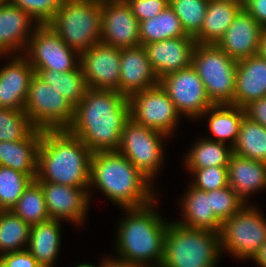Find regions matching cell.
<instances>
[{
  "instance_id": "obj_1",
  "label": "cell",
  "mask_w": 266,
  "mask_h": 267,
  "mask_svg": "<svg viewBox=\"0 0 266 267\" xmlns=\"http://www.w3.org/2000/svg\"><path fill=\"white\" fill-rule=\"evenodd\" d=\"M130 118L129 101L117 90L88 88L75 107L67 129L92 153L117 151L126 121Z\"/></svg>"
},
{
  "instance_id": "obj_2",
  "label": "cell",
  "mask_w": 266,
  "mask_h": 267,
  "mask_svg": "<svg viewBox=\"0 0 266 267\" xmlns=\"http://www.w3.org/2000/svg\"><path fill=\"white\" fill-rule=\"evenodd\" d=\"M92 154L68 130H43L36 180L89 189Z\"/></svg>"
},
{
  "instance_id": "obj_3",
  "label": "cell",
  "mask_w": 266,
  "mask_h": 267,
  "mask_svg": "<svg viewBox=\"0 0 266 267\" xmlns=\"http://www.w3.org/2000/svg\"><path fill=\"white\" fill-rule=\"evenodd\" d=\"M118 151L96 152L91 157L90 186L98 187L123 209L141 208L156 201L151 181Z\"/></svg>"
},
{
  "instance_id": "obj_4",
  "label": "cell",
  "mask_w": 266,
  "mask_h": 267,
  "mask_svg": "<svg viewBox=\"0 0 266 267\" xmlns=\"http://www.w3.org/2000/svg\"><path fill=\"white\" fill-rule=\"evenodd\" d=\"M154 204L155 201L141 208H125L128 215L119 222L116 236L117 259L143 267H161L169 221L155 212Z\"/></svg>"
},
{
  "instance_id": "obj_5",
  "label": "cell",
  "mask_w": 266,
  "mask_h": 267,
  "mask_svg": "<svg viewBox=\"0 0 266 267\" xmlns=\"http://www.w3.org/2000/svg\"><path fill=\"white\" fill-rule=\"evenodd\" d=\"M220 251L219 232L169 222L161 267H215Z\"/></svg>"
},
{
  "instance_id": "obj_6",
  "label": "cell",
  "mask_w": 266,
  "mask_h": 267,
  "mask_svg": "<svg viewBox=\"0 0 266 267\" xmlns=\"http://www.w3.org/2000/svg\"><path fill=\"white\" fill-rule=\"evenodd\" d=\"M48 25L68 47L84 52L101 42V0H63Z\"/></svg>"
},
{
  "instance_id": "obj_7",
  "label": "cell",
  "mask_w": 266,
  "mask_h": 267,
  "mask_svg": "<svg viewBox=\"0 0 266 267\" xmlns=\"http://www.w3.org/2000/svg\"><path fill=\"white\" fill-rule=\"evenodd\" d=\"M191 65L213 105H234L237 60L216 44H196Z\"/></svg>"
},
{
  "instance_id": "obj_8",
  "label": "cell",
  "mask_w": 266,
  "mask_h": 267,
  "mask_svg": "<svg viewBox=\"0 0 266 267\" xmlns=\"http://www.w3.org/2000/svg\"><path fill=\"white\" fill-rule=\"evenodd\" d=\"M24 111L36 129L67 130L73 122L75 107L35 73Z\"/></svg>"
},
{
  "instance_id": "obj_9",
  "label": "cell",
  "mask_w": 266,
  "mask_h": 267,
  "mask_svg": "<svg viewBox=\"0 0 266 267\" xmlns=\"http://www.w3.org/2000/svg\"><path fill=\"white\" fill-rule=\"evenodd\" d=\"M247 204L222 222L219 231L221 250L239 259H251L266 242V218Z\"/></svg>"
},
{
  "instance_id": "obj_10",
  "label": "cell",
  "mask_w": 266,
  "mask_h": 267,
  "mask_svg": "<svg viewBox=\"0 0 266 267\" xmlns=\"http://www.w3.org/2000/svg\"><path fill=\"white\" fill-rule=\"evenodd\" d=\"M165 137L167 135L164 133L129 118L124 125L117 151L151 181L164 161L162 141Z\"/></svg>"
},
{
  "instance_id": "obj_11",
  "label": "cell",
  "mask_w": 266,
  "mask_h": 267,
  "mask_svg": "<svg viewBox=\"0 0 266 267\" xmlns=\"http://www.w3.org/2000/svg\"><path fill=\"white\" fill-rule=\"evenodd\" d=\"M25 51L34 70L69 72L80 66V53L68 47L48 24L37 25Z\"/></svg>"
},
{
  "instance_id": "obj_12",
  "label": "cell",
  "mask_w": 266,
  "mask_h": 267,
  "mask_svg": "<svg viewBox=\"0 0 266 267\" xmlns=\"http://www.w3.org/2000/svg\"><path fill=\"white\" fill-rule=\"evenodd\" d=\"M130 118L169 136L181 115L160 84L134 93L128 98Z\"/></svg>"
},
{
  "instance_id": "obj_13",
  "label": "cell",
  "mask_w": 266,
  "mask_h": 267,
  "mask_svg": "<svg viewBox=\"0 0 266 267\" xmlns=\"http://www.w3.org/2000/svg\"><path fill=\"white\" fill-rule=\"evenodd\" d=\"M159 84L182 116L184 114L194 119L199 116L201 118L213 105L207 96L204 83L192 65L164 75L159 79Z\"/></svg>"
},
{
  "instance_id": "obj_14",
  "label": "cell",
  "mask_w": 266,
  "mask_h": 267,
  "mask_svg": "<svg viewBox=\"0 0 266 267\" xmlns=\"http://www.w3.org/2000/svg\"><path fill=\"white\" fill-rule=\"evenodd\" d=\"M79 60L88 88L119 92L120 48L100 42L81 52Z\"/></svg>"
},
{
  "instance_id": "obj_15",
  "label": "cell",
  "mask_w": 266,
  "mask_h": 267,
  "mask_svg": "<svg viewBox=\"0 0 266 267\" xmlns=\"http://www.w3.org/2000/svg\"><path fill=\"white\" fill-rule=\"evenodd\" d=\"M101 42L117 48L141 45L139 21L126 0H101Z\"/></svg>"
},
{
  "instance_id": "obj_16",
  "label": "cell",
  "mask_w": 266,
  "mask_h": 267,
  "mask_svg": "<svg viewBox=\"0 0 266 267\" xmlns=\"http://www.w3.org/2000/svg\"><path fill=\"white\" fill-rule=\"evenodd\" d=\"M44 193L50 219L81 224L87 215L89 191L58 183L38 181Z\"/></svg>"
},
{
  "instance_id": "obj_17",
  "label": "cell",
  "mask_w": 266,
  "mask_h": 267,
  "mask_svg": "<svg viewBox=\"0 0 266 267\" xmlns=\"http://www.w3.org/2000/svg\"><path fill=\"white\" fill-rule=\"evenodd\" d=\"M196 44L194 37L181 36L148 43L144 48L154 73L160 79L168 73L191 66Z\"/></svg>"
},
{
  "instance_id": "obj_18",
  "label": "cell",
  "mask_w": 266,
  "mask_h": 267,
  "mask_svg": "<svg viewBox=\"0 0 266 267\" xmlns=\"http://www.w3.org/2000/svg\"><path fill=\"white\" fill-rule=\"evenodd\" d=\"M263 29L242 9L216 45L237 61L258 55Z\"/></svg>"
},
{
  "instance_id": "obj_19",
  "label": "cell",
  "mask_w": 266,
  "mask_h": 267,
  "mask_svg": "<svg viewBox=\"0 0 266 267\" xmlns=\"http://www.w3.org/2000/svg\"><path fill=\"white\" fill-rule=\"evenodd\" d=\"M37 25L29 13L8 0H0V56L17 53L18 50L24 54Z\"/></svg>"
},
{
  "instance_id": "obj_20",
  "label": "cell",
  "mask_w": 266,
  "mask_h": 267,
  "mask_svg": "<svg viewBox=\"0 0 266 267\" xmlns=\"http://www.w3.org/2000/svg\"><path fill=\"white\" fill-rule=\"evenodd\" d=\"M159 84L143 45L121 48L119 93L127 98Z\"/></svg>"
},
{
  "instance_id": "obj_21",
  "label": "cell",
  "mask_w": 266,
  "mask_h": 267,
  "mask_svg": "<svg viewBox=\"0 0 266 267\" xmlns=\"http://www.w3.org/2000/svg\"><path fill=\"white\" fill-rule=\"evenodd\" d=\"M19 55L0 69V108L25 109L29 84L35 71L24 55Z\"/></svg>"
},
{
  "instance_id": "obj_22",
  "label": "cell",
  "mask_w": 266,
  "mask_h": 267,
  "mask_svg": "<svg viewBox=\"0 0 266 267\" xmlns=\"http://www.w3.org/2000/svg\"><path fill=\"white\" fill-rule=\"evenodd\" d=\"M266 96V59L260 54L237 61L234 105L244 108Z\"/></svg>"
},
{
  "instance_id": "obj_23",
  "label": "cell",
  "mask_w": 266,
  "mask_h": 267,
  "mask_svg": "<svg viewBox=\"0 0 266 267\" xmlns=\"http://www.w3.org/2000/svg\"><path fill=\"white\" fill-rule=\"evenodd\" d=\"M41 137L42 130L35 129L26 139L0 141V166L19 171L35 180Z\"/></svg>"
},
{
  "instance_id": "obj_24",
  "label": "cell",
  "mask_w": 266,
  "mask_h": 267,
  "mask_svg": "<svg viewBox=\"0 0 266 267\" xmlns=\"http://www.w3.org/2000/svg\"><path fill=\"white\" fill-rule=\"evenodd\" d=\"M228 183L244 202L266 187V163L232 154L228 164ZM247 196V198H246Z\"/></svg>"
},
{
  "instance_id": "obj_25",
  "label": "cell",
  "mask_w": 266,
  "mask_h": 267,
  "mask_svg": "<svg viewBox=\"0 0 266 267\" xmlns=\"http://www.w3.org/2000/svg\"><path fill=\"white\" fill-rule=\"evenodd\" d=\"M182 200L184 221H176L178 224L188 228L220 231L222 222L211 210L210 192L189 185Z\"/></svg>"
},
{
  "instance_id": "obj_26",
  "label": "cell",
  "mask_w": 266,
  "mask_h": 267,
  "mask_svg": "<svg viewBox=\"0 0 266 267\" xmlns=\"http://www.w3.org/2000/svg\"><path fill=\"white\" fill-rule=\"evenodd\" d=\"M60 220L32 225L27 250L41 267H53L61 247Z\"/></svg>"
},
{
  "instance_id": "obj_27",
  "label": "cell",
  "mask_w": 266,
  "mask_h": 267,
  "mask_svg": "<svg viewBox=\"0 0 266 267\" xmlns=\"http://www.w3.org/2000/svg\"><path fill=\"white\" fill-rule=\"evenodd\" d=\"M244 6L231 2L209 0L197 44H216Z\"/></svg>"
},
{
  "instance_id": "obj_28",
  "label": "cell",
  "mask_w": 266,
  "mask_h": 267,
  "mask_svg": "<svg viewBox=\"0 0 266 267\" xmlns=\"http://www.w3.org/2000/svg\"><path fill=\"white\" fill-rule=\"evenodd\" d=\"M205 114H210L208 127L211 134L215 135V141L226 144L230 139V146L233 147L245 116L244 108L233 104L212 105L203 113L204 116Z\"/></svg>"
},
{
  "instance_id": "obj_29",
  "label": "cell",
  "mask_w": 266,
  "mask_h": 267,
  "mask_svg": "<svg viewBox=\"0 0 266 267\" xmlns=\"http://www.w3.org/2000/svg\"><path fill=\"white\" fill-rule=\"evenodd\" d=\"M233 148L224 143L215 141V138H206L196 141L184 160L188 169H203L213 166H228Z\"/></svg>"
},
{
  "instance_id": "obj_30",
  "label": "cell",
  "mask_w": 266,
  "mask_h": 267,
  "mask_svg": "<svg viewBox=\"0 0 266 267\" xmlns=\"http://www.w3.org/2000/svg\"><path fill=\"white\" fill-rule=\"evenodd\" d=\"M141 45L181 36L185 33L174 10L168 5L154 18L139 22Z\"/></svg>"
},
{
  "instance_id": "obj_31",
  "label": "cell",
  "mask_w": 266,
  "mask_h": 267,
  "mask_svg": "<svg viewBox=\"0 0 266 267\" xmlns=\"http://www.w3.org/2000/svg\"><path fill=\"white\" fill-rule=\"evenodd\" d=\"M50 87L56 89L64 98L76 107L85 95L88 86L81 66L69 72L54 70H34Z\"/></svg>"
},
{
  "instance_id": "obj_32",
  "label": "cell",
  "mask_w": 266,
  "mask_h": 267,
  "mask_svg": "<svg viewBox=\"0 0 266 267\" xmlns=\"http://www.w3.org/2000/svg\"><path fill=\"white\" fill-rule=\"evenodd\" d=\"M233 153L266 163V128L244 116Z\"/></svg>"
},
{
  "instance_id": "obj_33",
  "label": "cell",
  "mask_w": 266,
  "mask_h": 267,
  "mask_svg": "<svg viewBox=\"0 0 266 267\" xmlns=\"http://www.w3.org/2000/svg\"><path fill=\"white\" fill-rule=\"evenodd\" d=\"M11 211L30 226L50 220L43 190L36 179L26 187Z\"/></svg>"
},
{
  "instance_id": "obj_34",
  "label": "cell",
  "mask_w": 266,
  "mask_h": 267,
  "mask_svg": "<svg viewBox=\"0 0 266 267\" xmlns=\"http://www.w3.org/2000/svg\"><path fill=\"white\" fill-rule=\"evenodd\" d=\"M30 229L31 226L11 210H3L0 213V255L27 249Z\"/></svg>"
},
{
  "instance_id": "obj_35",
  "label": "cell",
  "mask_w": 266,
  "mask_h": 267,
  "mask_svg": "<svg viewBox=\"0 0 266 267\" xmlns=\"http://www.w3.org/2000/svg\"><path fill=\"white\" fill-rule=\"evenodd\" d=\"M209 0H169L185 33L195 37L201 30Z\"/></svg>"
},
{
  "instance_id": "obj_36",
  "label": "cell",
  "mask_w": 266,
  "mask_h": 267,
  "mask_svg": "<svg viewBox=\"0 0 266 267\" xmlns=\"http://www.w3.org/2000/svg\"><path fill=\"white\" fill-rule=\"evenodd\" d=\"M35 129L24 110L0 108V141L26 139Z\"/></svg>"
},
{
  "instance_id": "obj_37",
  "label": "cell",
  "mask_w": 266,
  "mask_h": 267,
  "mask_svg": "<svg viewBox=\"0 0 266 267\" xmlns=\"http://www.w3.org/2000/svg\"><path fill=\"white\" fill-rule=\"evenodd\" d=\"M31 181L26 174L0 166V207L11 210Z\"/></svg>"
},
{
  "instance_id": "obj_38",
  "label": "cell",
  "mask_w": 266,
  "mask_h": 267,
  "mask_svg": "<svg viewBox=\"0 0 266 267\" xmlns=\"http://www.w3.org/2000/svg\"><path fill=\"white\" fill-rule=\"evenodd\" d=\"M209 192L211 210L221 222L231 218L248 204L247 201L241 200L230 186Z\"/></svg>"
},
{
  "instance_id": "obj_39",
  "label": "cell",
  "mask_w": 266,
  "mask_h": 267,
  "mask_svg": "<svg viewBox=\"0 0 266 267\" xmlns=\"http://www.w3.org/2000/svg\"><path fill=\"white\" fill-rule=\"evenodd\" d=\"M228 166H213L203 169H187L195 176L192 186L209 192L229 186Z\"/></svg>"
},
{
  "instance_id": "obj_40",
  "label": "cell",
  "mask_w": 266,
  "mask_h": 267,
  "mask_svg": "<svg viewBox=\"0 0 266 267\" xmlns=\"http://www.w3.org/2000/svg\"><path fill=\"white\" fill-rule=\"evenodd\" d=\"M29 13L38 24H48L60 9L63 0H8Z\"/></svg>"
},
{
  "instance_id": "obj_41",
  "label": "cell",
  "mask_w": 266,
  "mask_h": 267,
  "mask_svg": "<svg viewBox=\"0 0 266 267\" xmlns=\"http://www.w3.org/2000/svg\"><path fill=\"white\" fill-rule=\"evenodd\" d=\"M126 2L139 22L156 17L169 5V0H126Z\"/></svg>"
},
{
  "instance_id": "obj_42",
  "label": "cell",
  "mask_w": 266,
  "mask_h": 267,
  "mask_svg": "<svg viewBox=\"0 0 266 267\" xmlns=\"http://www.w3.org/2000/svg\"><path fill=\"white\" fill-rule=\"evenodd\" d=\"M0 267H41L27 249L0 255Z\"/></svg>"
},
{
  "instance_id": "obj_43",
  "label": "cell",
  "mask_w": 266,
  "mask_h": 267,
  "mask_svg": "<svg viewBox=\"0 0 266 267\" xmlns=\"http://www.w3.org/2000/svg\"><path fill=\"white\" fill-rule=\"evenodd\" d=\"M244 110L246 117L266 128V96L250 102Z\"/></svg>"
},
{
  "instance_id": "obj_44",
  "label": "cell",
  "mask_w": 266,
  "mask_h": 267,
  "mask_svg": "<svg viewBox=\"0 0 266 267\" xmlns=\"http://www.w3.org/2000/svg\"><path fill=\"white\" fill-rule=\"evenodd\" d=\"M243 9L256 20L262 28H266V0H246Z\"/></svg>"
},
{
  "instance_id": "obj_45",
  "label": "cell",
  "mask_w": 266,
  "mask_h": 267,
  "mask_svg": "<svg viewBox=\"0 0 266 267\" xmlns=\"http://www.w3.org/2000/svg\"><path fill=\"white\" fill-rule=\"evenodd\" d=\"M105 260L101 261L102 262V267H143L141 265L135 264V263H131V262H127V261H123L120 259H117L115 257V259L113 258H104Z\"/></svg>"
},
{
  "instance_id": "obj_46",
  "label": "cell",
  "mask_w": 266,
  "mask_h": 267,
  "mask_svg": "<svg viewBox=\"0 0 266 267\" xmlns=\"http://www.w3.org/2000/svg\"><path fill=\"white\" fill-rule=\"evenodd\" d=\"M260 265V267H266V242L260 247V249L252 256L250 260Z\"/></svg>"
},
{
  "instance_id": "obj_47",
  "label": "cell",
  "mask_w": 266,
  "mask_h": 267,
  "mask_svg": "<svg viewBox=\"0 0 266 267\" xmlns=\"http://www.w3.org/2000/svg\"><path fill=\"white\" fill-rule=\"evenodd\" d=\"M259 54L266 59V28L263 29L261 36V47Z\"/></svg>"
},
{
  "instance_id": "obj_48",
  "label": "cell",
  "mask_w": 266,
  "mask_h": 267,
  "mask_svg": "<svg viewBox=\"0 0 266 267\" xmlns=\"http://www.w3.org/2000/svg\"><path fill=\"white\" fill-rule=\"evenodd\" d=\"M218 1L231 2V3H235L237 5H240V6H244L245 2H246V0H218Z\"/></svg>"
},
{
  "instance_id": "obj_49",
  "label": "cell",
  "mask_w": 266,
  "mask_h": 267,
  "mask_svg": "<svg viewBox=\"0 0 266 267\" xmlns=\"http://www.w3.org/2000/svg\"><path fill=\"white\" fill-rule=\"evenodd\" d=\"M76 267H95V266H93L92 264H80V265H77ZM99 267H102V263H100Z\"/></svg>"
}]
</instances>
